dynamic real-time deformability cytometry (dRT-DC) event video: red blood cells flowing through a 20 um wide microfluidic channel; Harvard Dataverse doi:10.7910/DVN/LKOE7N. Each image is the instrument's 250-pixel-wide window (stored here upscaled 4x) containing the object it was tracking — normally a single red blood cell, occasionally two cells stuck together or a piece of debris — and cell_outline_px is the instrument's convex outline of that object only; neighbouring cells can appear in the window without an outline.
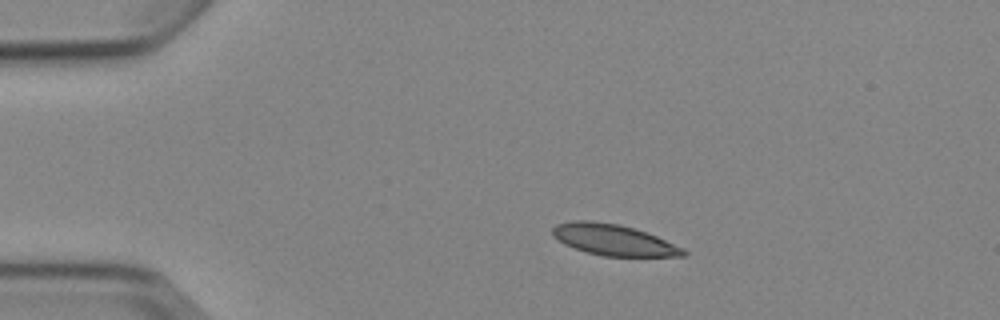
{"species": "Egyptian fruit bat (a non-hibernating species)", "species_latin": "Rousettus aegyptiacus", "temperature_condition": "cold", "stored_images_in_passage": 6, "camera_frame_rate_fps": 3000, "um_per_image_px": 0.085, "animal": {"sex": "female"}, "frame": {"image": 1, "passage_image": 2, "time_ms": 1.333, "image_size_px": [1000, 320], "cell_outline_px": [[688, 252], [684, 256], [604, 256], [588, 252], [564, 244], [552, 236], [552, 228], [556, 224], [572, 220], [588, 220], [620, 224], [656, 236], [684, 248]], "centroid_in_image_um": [52.13, 20.38], "position_along_channel_um": 32.9, "area_um2": 23.52}}
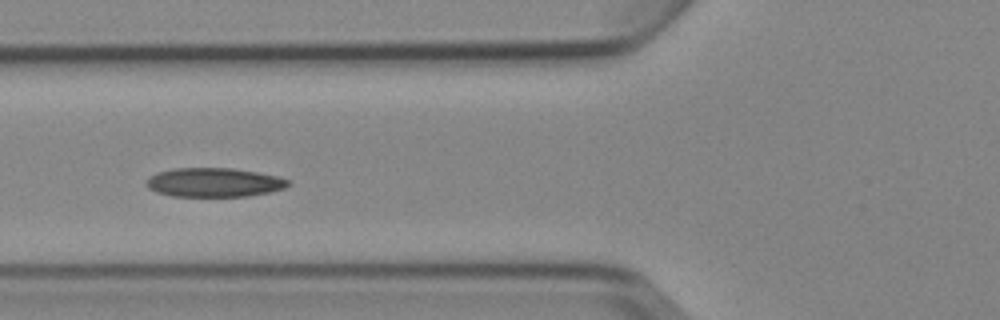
{"frame": {"image": 2, "passage_image": 5, "time_ms": 4.667, "image_size_px": [1000, 320], "cell_outline_px": [[292, 184], [284, 188], [268, 192], [248, 196], [172, 196], [156, 192], [148, 188], [148, 180], [156, 172], [172, 168], [232, 168], [256, 172], [276, 176], [288, 180]], "centroid_in_image_um": [18.2, 15.5], "position_along_channel_um": 107.6, "area_um2": 23.81}}
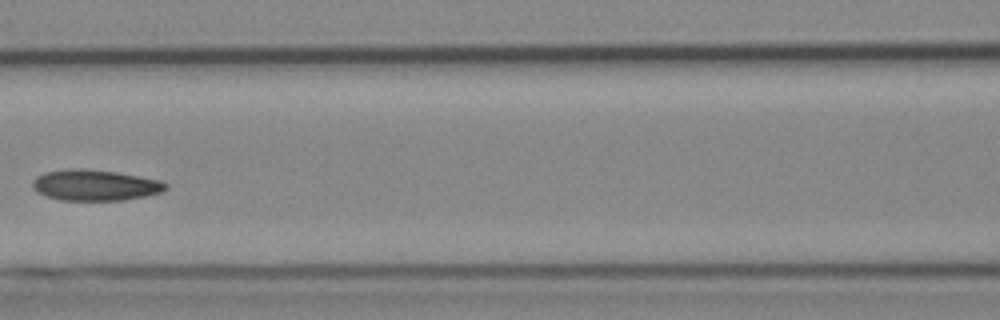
{"frame": {"image": 3, "passage_image": 6, "time_ms": 6.0, "image_size_px": [1000, 320], "cell_outline_px": [[168, 188], [164, 192], [124, 200], [60, 200], [36, 192], [32, 188], [32, 180], [36, 176], [44, 172], [68, 168], [84, 168], [116, 172], [160, 180], [168, 184]], "centroid_in_image_um": [8.07, 15.73], "position_along_channel_um": 158.5, "area_um2": 24.22}}